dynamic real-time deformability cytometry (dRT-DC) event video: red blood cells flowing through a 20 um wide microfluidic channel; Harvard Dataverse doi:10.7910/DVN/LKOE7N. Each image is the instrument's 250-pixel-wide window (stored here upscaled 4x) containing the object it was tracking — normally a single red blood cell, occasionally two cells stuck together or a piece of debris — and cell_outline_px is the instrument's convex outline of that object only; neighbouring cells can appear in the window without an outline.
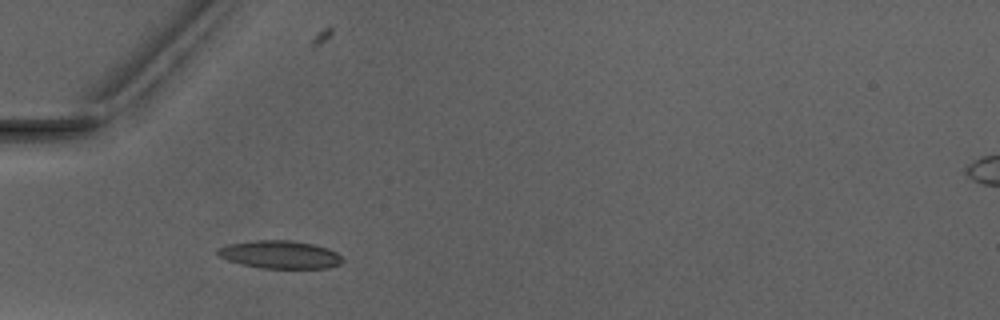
{"species": "Egyptian fruit bat (a non-hibernating species)", "species_latin": "Rousettus aegyptiacus", "temperature_condition": "warm", "stored_images_in_passage": 5, "camera_frame_rate_fps": 3000, "um_per_image_px": 0.085, "animal": {"sex": "male"}, "frame": {"image": 1, "passage_image": 3, "time_ms": 2.333, "image_size_px": [1000, 320], "cell_outline_px": [[344, 260], [340, 264], [328, 268], [260, 268], [240, 264], [228, 260], [220, 256], [216, 252], [220, 248], [228, 244], [256, 240], [292, 240], [312, 244], [328, 248], [336, 252]], "centroid_in_image_um": [23.82, 21.64], "position_along_channel_um": 61.2, "area_um2": 20.23}}
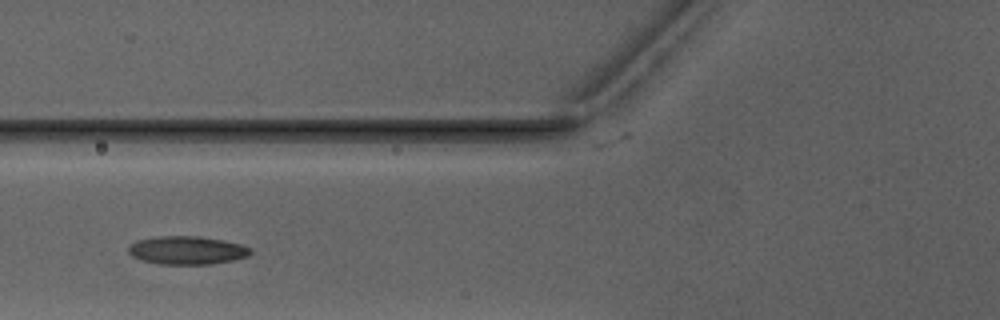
{"frame": {"image": 2, "passage_image": 4, "time_ms": 3.667, "image_size_px": [1000, 320], "cell_outline_px": [[252, 252], [248, 256], [232, 260], [212, 264], [160, 264], [140, 260], [132, 256], [128, 252], [128, 248], [136, 240], [156, 236], [200, 236], [240, 244], [252, 248]], "centroid_in_image_um": [15.88, 21.27], "position_along_channel_um": 109.9, "area_um2": 20.11}}
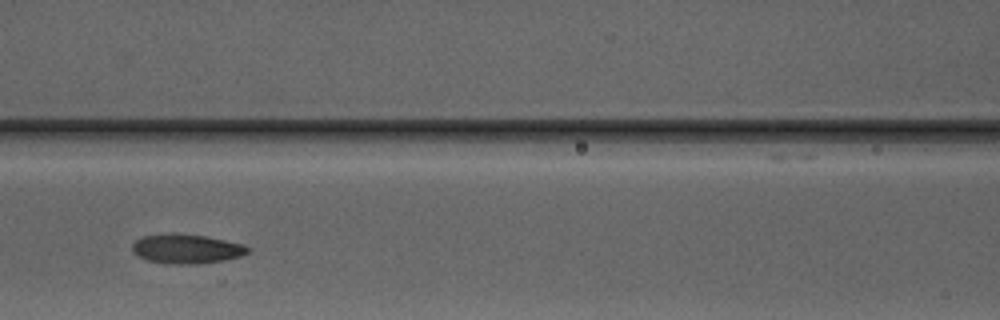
{"frame": {"image": 3, "passage_image": 5, "time_ms": 4.667, "image_size_px": [1000, 320], "cell_outline_px": [[252, 248], [248, 252], [240, 256], [224, 260], [196, 264], [176, 264], [148, 260], [132, 252], [132, 244], [136, 240], [144, 236], [176, 232], [204, 236], [244, 244]], "centroid_in_image_um": [15.87, 21.14], "position_along_channel_um": 150.7, "area_um2": 19.71}}